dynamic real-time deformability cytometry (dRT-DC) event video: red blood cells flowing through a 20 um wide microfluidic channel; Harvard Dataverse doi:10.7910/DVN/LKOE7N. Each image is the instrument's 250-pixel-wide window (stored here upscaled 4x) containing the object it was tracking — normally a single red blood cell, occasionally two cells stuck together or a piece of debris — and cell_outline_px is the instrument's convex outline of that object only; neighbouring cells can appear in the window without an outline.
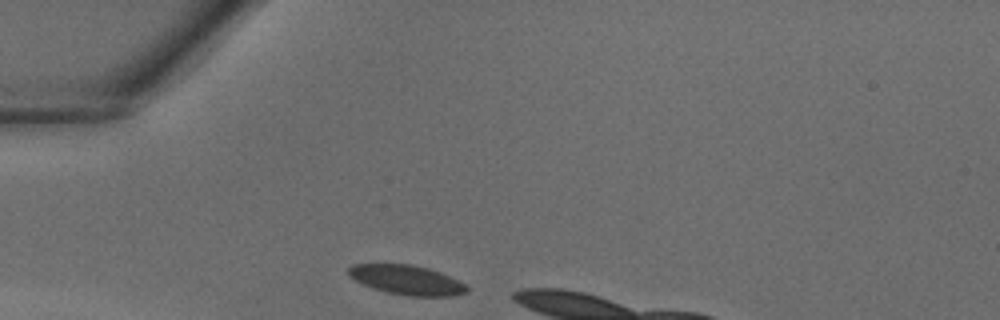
{"species": "common noctule bat (a hibernating species)", "species_latin": "Nyctalus noctula", "temperature_condition": "warm", "stored_images_in_passage": 4, "camera_frame_rate_fps": 3000, "um_per_image_px": 0.085, "animal": {"sex": "male", "body_mass_g": 18.8}, "frame": {"image": 1, "passage_image": 1, "time_ms": 0.0, "image_size_px": [1000, 320], "cell_outline_px": [[468, 292], [452, 296], [412, 296], [388, 292], [364, 284], [348, 276], [348, 268], [352, 264], [412, 264], [428, 268], [440, 272], [468, 284]], "centroid_in_image_um": [34.62, 23.78], "position_along_channel_um": 50.4, "area_um2": 20.29}}